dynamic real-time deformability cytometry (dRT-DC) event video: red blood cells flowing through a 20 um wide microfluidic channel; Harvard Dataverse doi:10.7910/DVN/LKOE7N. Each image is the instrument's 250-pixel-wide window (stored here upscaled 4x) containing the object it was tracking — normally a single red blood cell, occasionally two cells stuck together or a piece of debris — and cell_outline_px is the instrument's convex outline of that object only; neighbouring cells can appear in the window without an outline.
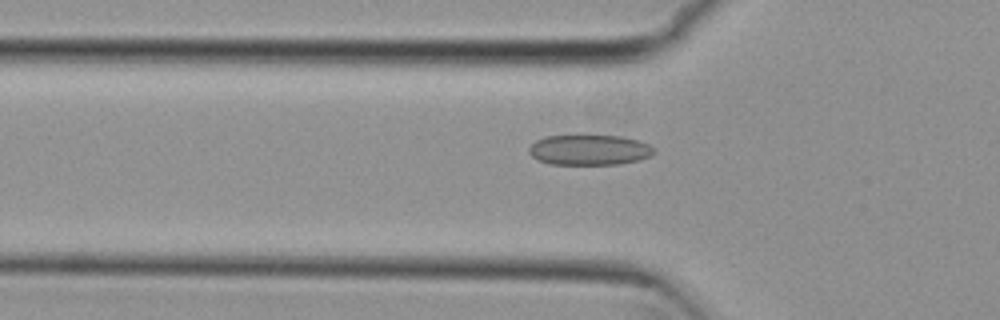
{"species": "common noctule bat (a hibernating species)", "species_latin": "Nyctalus noctula", "temperature_condition": "cold", "stored_images_in_passage": 54, "camera_frame_rate_fps": 3000, "um_per_image_px": 0.085, "animal": {"sex": "female", "body_mass_g": 29.2, "forearm_length_mm": 56.3}, "frame": {"image": 1, "passage_image": 18, "time_ms": 5.667, "image_size_px": [1000, 320], "cell_outline_px": [[656, 152], [648, 156], [636, 160], [616, 164], [548, 164], [536, 160], [528, 152], [528, 148], [536, 140], [544, 136], [624, 136], [648, 144]], "centroid_in_image_um": [50.03, 12.74], "position_along_channel_um": 75.8, "area_um2": 21.91}}
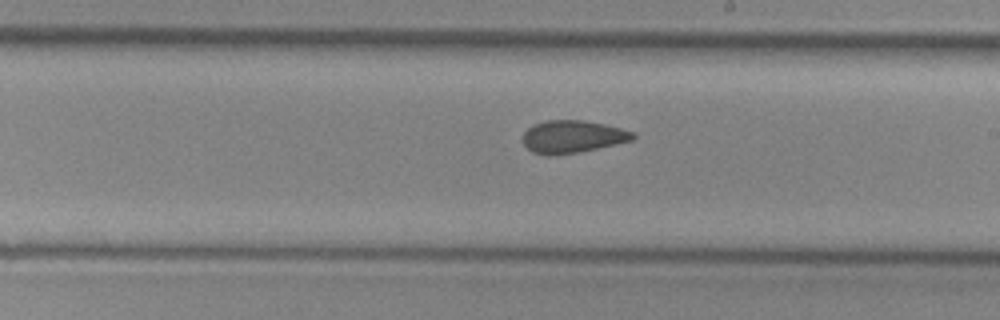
{"frame": {"image": 2, "passage_image": 31, "time_ms": 10.0, "image_size_px": [1000, 320], "cell_outline_px": [[636, 136], [632, 140], [580, 152], [548, 156], [532, 152], [524, 144], [524, 132], [532, 124], [544, 120], [584, 120], [604, 124], [620, 128], [632, 132]], "centroid_in_image_um": [48.63, 11.61], "position_along_channel_um": 240.4, "area_um2": 20.81}}
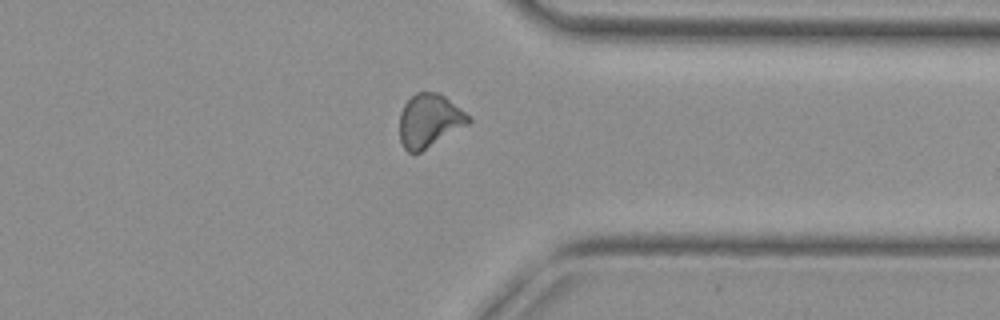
{"frame": {"image": 3, "passage_image": 42, "time_ms": 13.667, "image_size_px": [1000, 320], "cell_outline_px": [[472, 120], [468, 124], [420, 152], [408, 152], [404, 148], [400, 140], [400, 112], [404, 104], [416, 92], [436, 92], [444, 96], [464, 112]], "centroid_in_image_um": [36.46, 10.25], "position_along_channel_um": 374.9, "area_um2": 20.98}, "authors_computed_cell_mechanics": {"area_um2": 21.386, "velocity_mm_per_s": 3.7904, "shape_relaxation_time_tau1_ms": null, "shape_relaxation_time_tau2_ms": 2.0593, "deformation_change_tau1": null, "deformation_change_tau2": 0.0847}}